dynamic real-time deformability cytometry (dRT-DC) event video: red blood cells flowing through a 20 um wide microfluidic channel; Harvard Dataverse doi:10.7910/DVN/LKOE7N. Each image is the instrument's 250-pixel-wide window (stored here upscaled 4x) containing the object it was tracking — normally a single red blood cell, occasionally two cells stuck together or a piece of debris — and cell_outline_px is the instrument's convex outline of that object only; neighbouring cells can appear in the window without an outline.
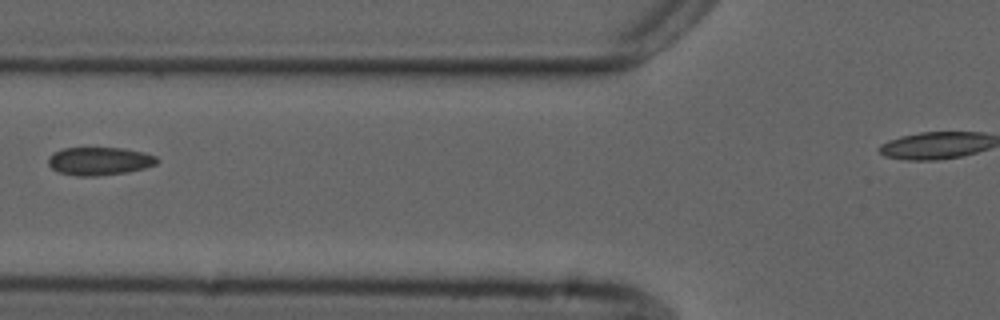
{"species": "common noctule bat (a hibernating species)", "species_latin": "Nyctalus noctula", "temperature_condition": "cold", "stored_images_in_passage": 6, "camera_frame_rate_fps": 3000, "um_per_image_px": 0.085, "animal": {"sex": "male", "forearm_length_mm": 52.5}, "frame": {"image": 1, "passage_image": 5, "time_ms": 4.667, "image_size_px": [1000, 320], "cell_outline_px": [[160, 160], [156, 164], [144, 168], [128, 172], [96, 176], [76, 176], [60, 172], [52, 168], [48, 164], [48, 156], [64, 148], [124, 148], [144, 152], [156, 156]], "centroid_in_image_um": [8.48, 13.69], "position_along_channel_um": 117.3, "area_um2": 17.8}}
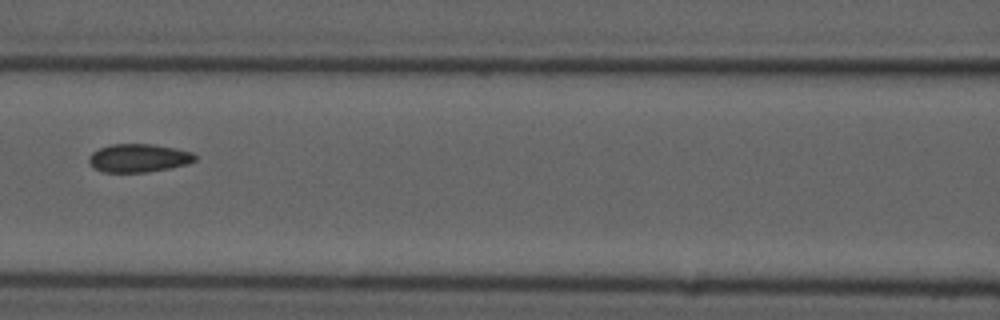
{"frame": {"image": 2, "passage_image": 6, "time_ms": 5.667, "image_size_px": [1000, 320], "cell_outline_px": [[196, 160], [188, 164], [148, 172], [104, 172], [92, 168], [88, 160], [88, 156], [92, 152], [100, 148], [112, 144], [152, 144], [176, 148], [192, 152], [196, 156]], "centroid_in_image_um": [11.77, 13.43], "position_along_channel_um": 154.8, "area_um2": 17.57}}